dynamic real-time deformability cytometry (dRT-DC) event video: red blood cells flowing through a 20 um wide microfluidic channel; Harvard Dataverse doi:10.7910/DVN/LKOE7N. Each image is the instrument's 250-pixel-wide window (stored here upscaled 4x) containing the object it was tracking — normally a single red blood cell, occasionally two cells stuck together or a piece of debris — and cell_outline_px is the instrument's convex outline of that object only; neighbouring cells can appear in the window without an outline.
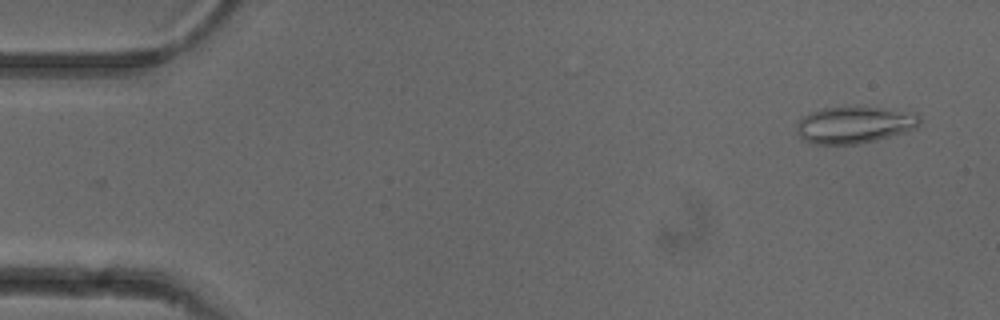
{"species": "common noctule bat (a hibernating species)", "species_latin": "Nyctalus noctula", "temperature_condition": "cold", "stored_images_in_passage": 52, "camera_frame_rate_fps": 3000, "um_per_image_px": 0.085, "animal": {"sex": "female"}, "frame": {"image": 1, "passage_image": 3, "time_ms": 0.667, "image_size_px": [1000, 320], "cell_outline_px": [[920, 124], [916, 128], [904, 132], [876, 140], [856, 144], [816, 144], [800, 140], [796, 132], [796, 124], [800, 116], [808, 112], [824, 108], [856, 104], [916, 112], [920, 116]], "centroid_in_image_um": [72.59, 10.57], "position_along_channel_um": 12.4, "area_um2": 27.51}}
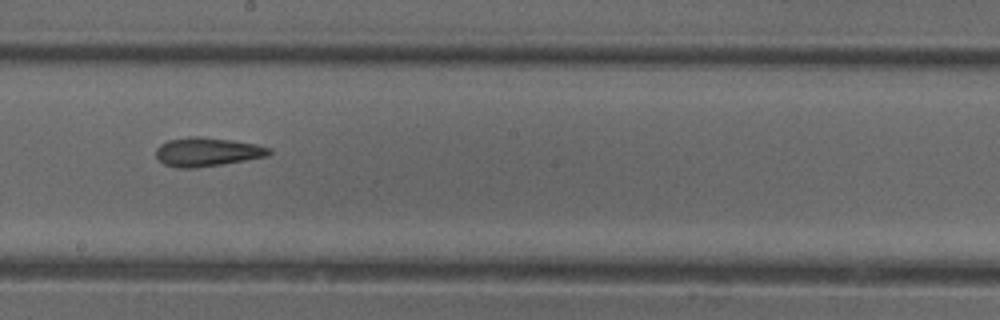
{"frame": {"image": 2, "passage_image": 29, "time_ms": 9.333, "image_size_px": [1000, 320], "cell_outline_px": [[272, 152], [268, 156], [196, 168], [176, 168], [164, 164], [156, 156], [156, 148], [160, 144], [168, 140], [188, 136], [200, 136], [232, 140], [256, 144], [272, 148]], "centroid_in_image_um": [17.6, 12.9], "position_along_channel_um": 230.6, "area_um2": 19.07}}
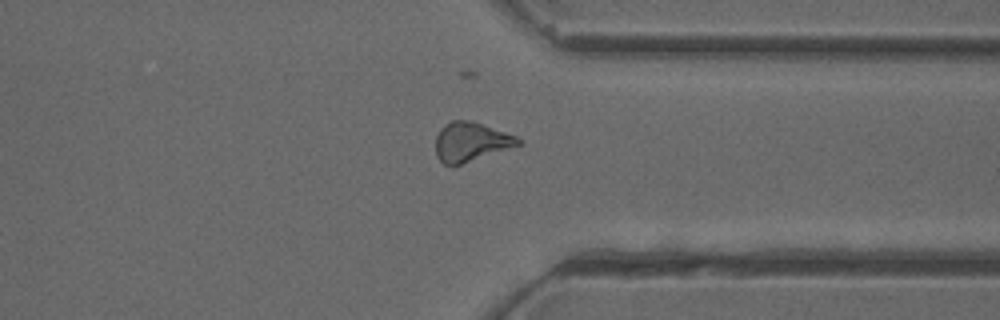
{"frame": {"image": 3, "passage_image": 40, "time_ms": 13.0, "image_size_px": [1000, 320], "cell_outline_px": [[520, 144], [460, 164], [444, 164], [436, 156], [436, 136], [440, 128], [444, 124], [452, 120], [472, 120], [516, 136], [520, 140]], "centroid_in_image_um": [39.97, 12.02], "position_along_channel_um": 371.4, "area_um2": 18.44}, "authors_computed_cell_mechanics": {"area_um2": 18.9584, "velocity_mm_per_s": 3.902, "shape_relaxation_time_tau1_ms": null, "shape_relaxation_time_tau2_ms": 4.6247, "deformation_change_tau1": null, "deformation_change_tau2": 0.1494}}